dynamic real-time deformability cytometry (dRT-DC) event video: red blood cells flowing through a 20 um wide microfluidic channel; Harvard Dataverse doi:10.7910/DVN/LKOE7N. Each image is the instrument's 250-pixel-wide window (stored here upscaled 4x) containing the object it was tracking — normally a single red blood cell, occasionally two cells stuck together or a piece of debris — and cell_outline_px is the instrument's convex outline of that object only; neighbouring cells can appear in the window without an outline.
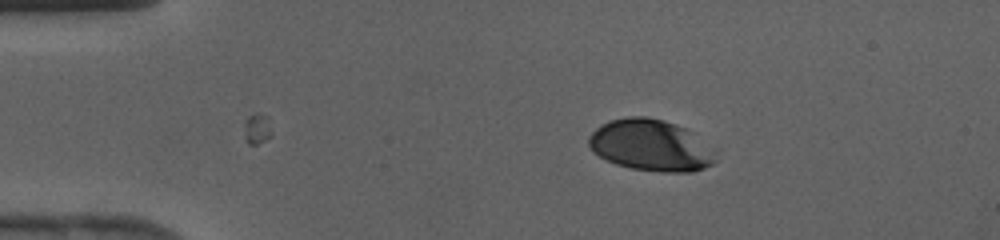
{"species": "human", "species_latin": "Homo sapiens", "temperature_condition": "cold", "stored_images_in_passage": 31, "camera_frame_rate_fps": 3000, "um_per_image_px": 0.085, "donor": {"sex": "female"}, "frame": {"image": 1, "passage_image": 1, "time_ms": 0.0, "image_size_px": [1000, 240], "cell_outline_px": [[716, 160], [712, 164], [704, 168], [692, 172], [664, 172], [632, 168], [616, 164], [592, 152], [588, 144], [588, 136], [600, 124], [608, 120], [628, 116], [648, 116], [664, 120], [676, 124], [692, 132]], "centroid_in_image_um": [55.2, 12.34], "position_along_channel_um": 29.8, "area_um2": 37.51}}
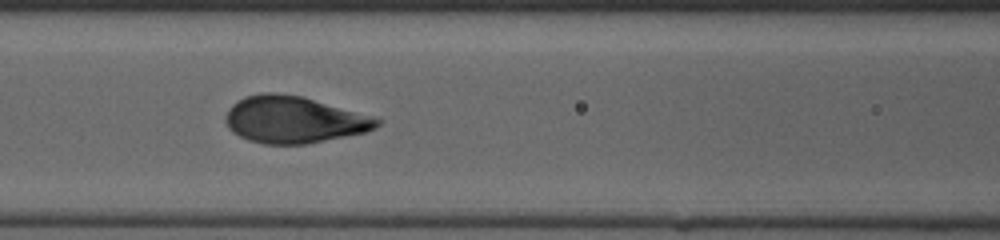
{"frame": {"image": 2, "passage_image": 12, "time_ms": 3.667, "image_size_px": [1000, 240], "cell_outline_px": [[380, 124], [376, 128], [364, 132], [304, 144], [264, 144], [248, 140], [232, 132], [228, 128], [224, 120], [224, 116], [228, 108], [232, 104], [248, 96], [260, 92], [276, 92], [304, 96], [372, 116], [380, 120]], "centroid_in_image_um": [24.93, 10.16], "position_along_channel_um": 141.7, "area_um2": 41.27}}
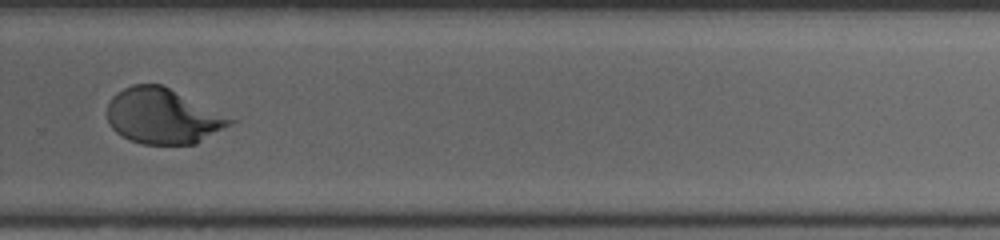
{"frame": {"image": 3, "passage_image": 23, "time_ms": 7.333, "image_size_px": [1000, 240], "cell_outline_px": [[236, 120], [232, 124], [196, 144], [140, 144], [116, 132], [108, 124], [108, 100], [116, 92], [132, 84], [160, 84]], "centroid_in_image_um": [13.81, 9.88], "position_along_channel_um": 316.0, "area_um2": 39.25}}